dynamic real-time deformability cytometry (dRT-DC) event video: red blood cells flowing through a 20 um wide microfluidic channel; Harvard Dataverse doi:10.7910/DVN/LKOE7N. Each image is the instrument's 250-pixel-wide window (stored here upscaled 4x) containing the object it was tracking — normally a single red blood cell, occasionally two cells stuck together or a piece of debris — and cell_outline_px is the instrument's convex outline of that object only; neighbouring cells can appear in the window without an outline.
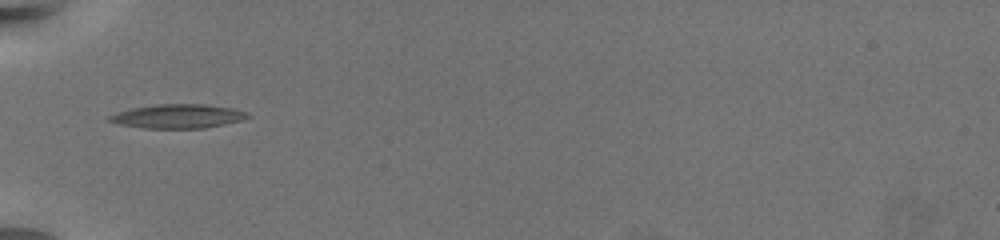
{"species": "common noctule bat (a hibernating species)", "species_latin": "Nyctalus noctula", "temperature_condition": "warm", "stored_images_in_passage": 41, "camera_frame_rate_fps": 3000, "um_per_image_px": 0.085, "animal": {"sex": "female", "body_mass_g": 19.5, "forearm_length_mm": 54.1}, "frame": {"image": 1, "passage_image": 1, "time_ms": 0.0, "image_size_px": [1000, 240], "cell_outline_px": [[248, 116], [240, 120], [204, 128], [144, 128], [120, 124], [108, 120], [108, 116], [132, 108], [160, 104], [204, 104], [228, 108], [244, 112]], "centroid_in_image_um": [15.06, 9.88], "position_along_channel_um": 69.9, "area_um2": 18.67}}
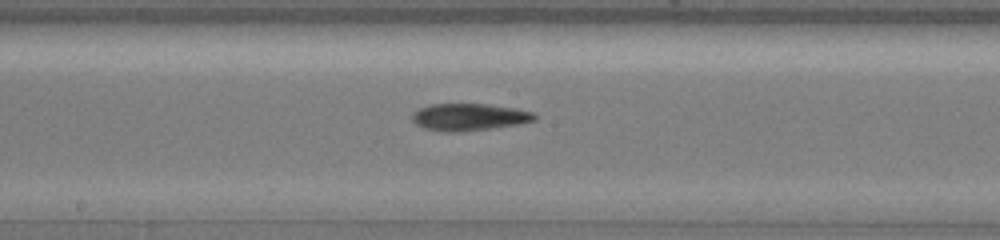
{"frame": {"image": 2, "passage_image": 14, "time_ms": 4.333, "image_size_px": [1000, 240], "cell_outline_px": [[536, 120], [516, 124], [488, 128], [456, 132], [444, 132], [424, 128], [416, 124], [412, 120], [412, 116], [420, 108], [432, 104], [488, 104], [512, 108], [532, 112], [536, 116]], "centroid_in_image_um": [39.84, 9.94], "position_along_channel_um": 208.4, "area_um2": 18.9}}
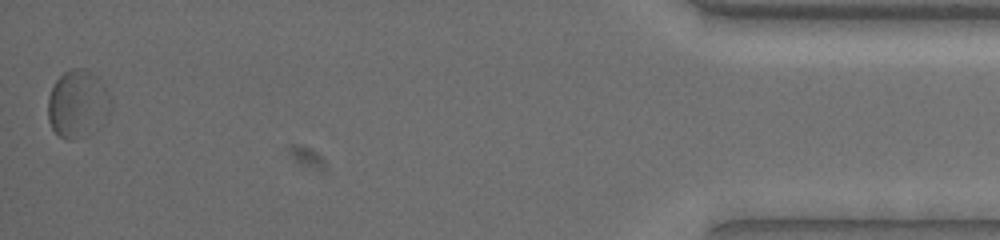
{"frame": {"image": 3, "passage_image": 41, "time_ms": 13.333, "image_size_px": [1000, 240], "cell_outline_px": [[96, 76], [68, 140], [60, 136], [52, 128], [48, 120], [48, 100], [52, 88], [56, 80], [64, 72], [72, 68], [84, 68], [92, 72]], "centroid_in_image_um": [5.84, 8.46], "position_along_channel_um": 429.4, "area_um2": 15.37}, "authors_computed_cell_mechanics": {"area_um2": 18.207, "velocity_mm_per_s": 3.2904, "shape_relaxation_time_tau1_ms": 5.0915, "shape_relaxation_time_tau2_ms": 4.1167, "deformation_change_tau1": 0.1176, "deformation_change_tau2": 0.1085}}